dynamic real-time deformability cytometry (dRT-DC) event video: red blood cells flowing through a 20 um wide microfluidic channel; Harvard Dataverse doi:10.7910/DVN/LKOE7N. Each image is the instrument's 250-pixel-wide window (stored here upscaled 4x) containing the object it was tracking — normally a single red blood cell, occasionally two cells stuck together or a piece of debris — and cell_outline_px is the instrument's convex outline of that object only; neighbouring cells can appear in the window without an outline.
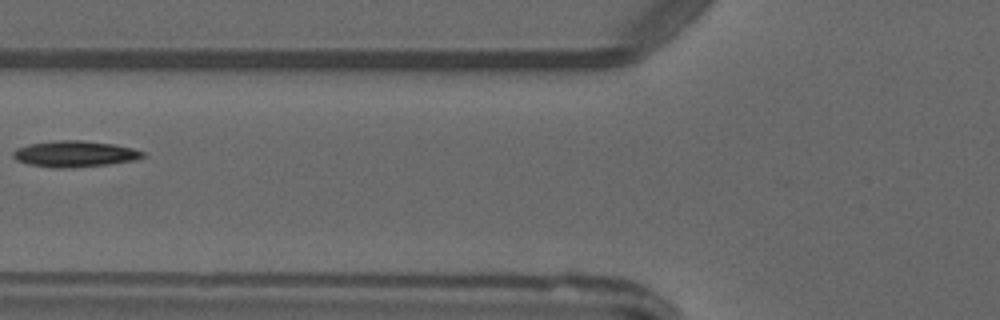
{"species": "common noctule bat (a hibernating species)", "species_latin": "Nyctalus noctula", "temperature_condition": "warm", "stored_images_in_passage": 6, "camera_frame_rate_fps": 3000, "um_per_image_px": 0.085, "animal": {"sex": "male", "forearm_length_mm": 52.5}, "frame": {"image": 1, "passage_image": 6, "time_ms": 6.667, "image_size_px": [1000, 320], "cell_outline_px": [[144, 156], [136, 160], [108, 164], [72, 168], [52, 168], [28, 164], [16, 160], [12, 156], [12, 152], [16, 148], [28, 144], [60, 140], [84, 140], [116, 144], [132, 148], [144, 152]], "centroid_in_image_um": [6.33, 13.08], "position_along_channel_um": 119.5, "area_um2": 19.94}}